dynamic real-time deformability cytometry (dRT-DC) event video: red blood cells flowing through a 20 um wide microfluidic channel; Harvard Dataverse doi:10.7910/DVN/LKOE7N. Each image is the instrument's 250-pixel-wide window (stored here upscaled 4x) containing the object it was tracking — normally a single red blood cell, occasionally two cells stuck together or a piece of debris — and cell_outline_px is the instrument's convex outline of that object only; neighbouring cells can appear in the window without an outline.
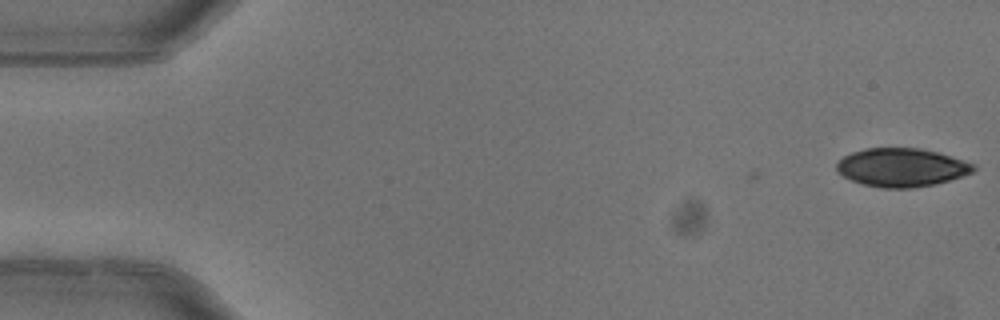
{"species": "common noctule bat (a hibernating species)", "species_latin": "Nyctalus noctula", "temperature_condition": "warm", "stored_images_in_passage": 2, "camera_frame_rate_fps": 3000, "um_per_image_px": 0.085, "animal": {"sex": "female"}, "frame": {"image": 1, "passage_image": 2, "time_ms": 0.333, "image_size_px": [1000, 320], "cell_outline_px": [[976, 168], [972, 172], [936, 184], [908, 188], [880, 188], [864, 184], [852, 180], [836, 172], [836, 164], [844, 156], [852, 152], [868, 148], [920, 148], [936, 152], [964, 160], [976, 164]], "centroid_in_image_um": [76.62, 14.23], "position_along_channel_um": 8.4, "area_um2": 30.46}}